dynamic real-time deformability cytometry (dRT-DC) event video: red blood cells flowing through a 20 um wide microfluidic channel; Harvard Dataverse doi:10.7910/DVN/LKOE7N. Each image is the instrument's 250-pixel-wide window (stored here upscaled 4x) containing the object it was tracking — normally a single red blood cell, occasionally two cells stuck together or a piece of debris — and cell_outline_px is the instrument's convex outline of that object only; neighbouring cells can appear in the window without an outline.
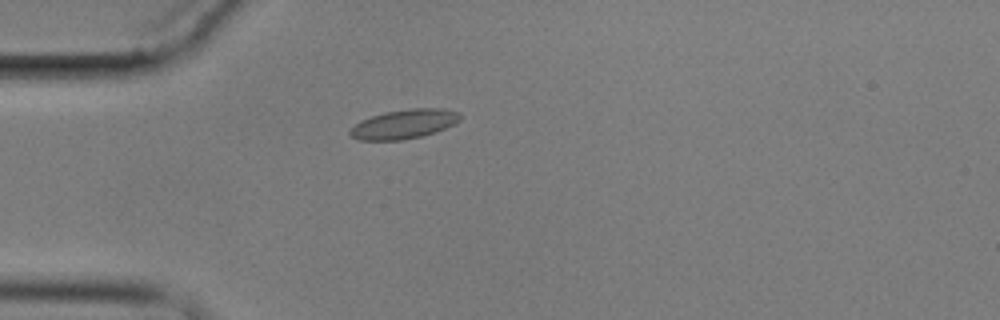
{"species": "common noctule bat (a hibernating species)", "species_latin": "Nyctalus noctula", "temperature_condition": "cold", "stored_images_in_passage": 1, "camera_frame_rate_fps": 3000, "um_per_image_px": 0.085, "animal": {"sex": "male", "body_mass_g": 17.9}, "frame": {"image": 1, "passage_image": 1, "time_ms": 0.0, "image_size_px": [1000, 320], "cell_outline_px": [[460, 120], [436, 132], [404, 140], [360, 140], [352, 136], [348, 132], [360, 120], [384, 112], [412, 108], [444, 108], [460, 112]], "centroid_in_image_um": [34.35, 10.53], "position_along_channel_um": 50.6, "area_um2": 18.67}}